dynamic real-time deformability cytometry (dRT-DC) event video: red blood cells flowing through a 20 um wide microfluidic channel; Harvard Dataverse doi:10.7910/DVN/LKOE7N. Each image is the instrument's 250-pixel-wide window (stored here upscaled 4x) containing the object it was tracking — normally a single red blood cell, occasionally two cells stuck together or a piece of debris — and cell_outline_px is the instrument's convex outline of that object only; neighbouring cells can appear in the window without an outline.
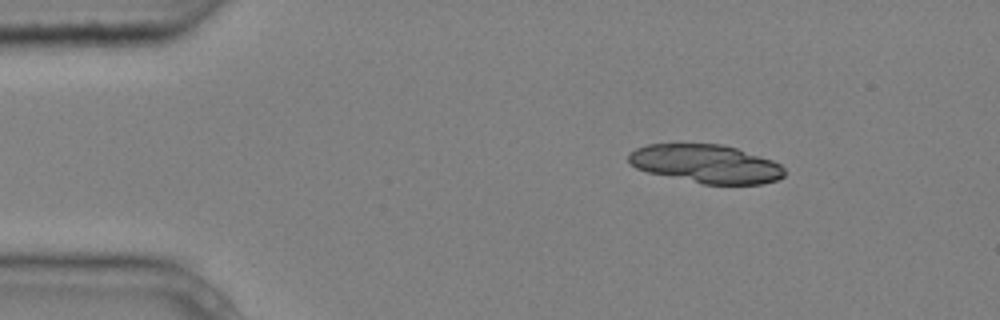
{"species": "common noctule bat (a hibernating species)", "species_latin": "Nyctalus noctula", "temperature_condition": "cold", "stored_images_in_passage": 4, "camera_frame_rate_fps": 3000, "um_per_image_px": 0.085, "animal": {"sex": "male", "body_mass_g": 20.4}, "frame": {"image": 1, "passage_image": 2, "time_ms": 0.333, "image_size_px": [1000, 320], "cell_outline_px": [[784, 176], [776, 180], [760, 184], [704, 184], [648, 172], [636, 168], [628, 160], [628, 156], [636, 148], [648, 144], [720, 144], [736, 148], [772, 160], [780, 164], [784, 168]], "centroid_in_image_um": [60.02, 13.92], "position_along_channel_um": 25.0, "area_um2": 34.56}}